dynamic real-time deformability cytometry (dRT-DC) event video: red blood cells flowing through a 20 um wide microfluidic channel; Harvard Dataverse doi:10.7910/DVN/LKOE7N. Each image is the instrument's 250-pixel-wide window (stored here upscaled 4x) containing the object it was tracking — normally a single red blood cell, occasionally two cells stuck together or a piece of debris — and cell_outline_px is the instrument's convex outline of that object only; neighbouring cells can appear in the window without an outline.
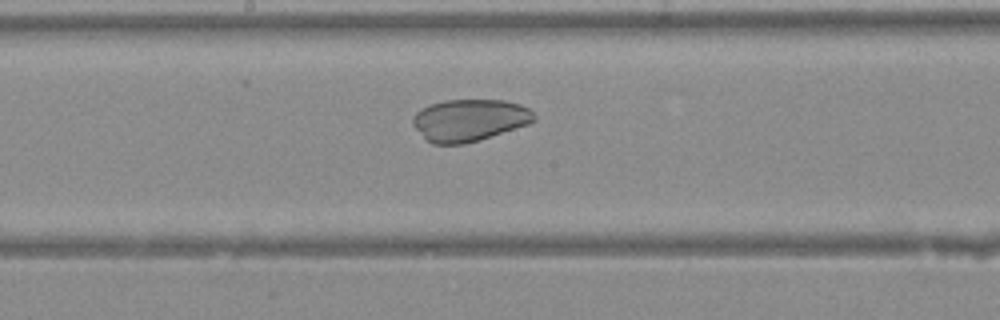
{"species": "Egyptian fruit bat (a non-hibernating species)", "species_latin": "Rousettus aegyptiacus", "temperature_condition": "warm", "stored_images_in_passage": 39, "camera_frame_rate_fps": 3000, "um_per_image_px": 0.085, "animal": {"sex": "female"}, "frame": {"image": 1, "passage_image": 20, "time_ms": 6.333, "image_size_px": [1000, 320], "cell_outline_px": [[536, 120], [528, 124], [464, 144], [432, 144], [412, 124], [412, 116], [420, 108], [444, 100], [504, 100], [520, 104], [528, 108], [536, 116]], "centroid_in_image_um": [39.89, 10.2], "position_along_channel_um": 208.3, "area_um2": 29.42}}
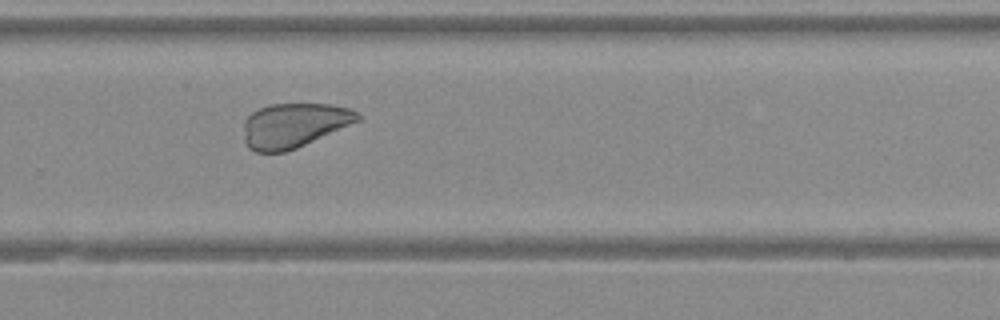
{"frame": {"image": 2, "passage_image": 26, "time_ms": 8.333, "image_size_px": [1000, 320], "cell_outline_px": [[360, 120], [296, 148], [284, 152], [256, 152], [248, 148], [244, 140], [244, 120], [252, 112], [268, 104], [332, 104], [348, 108], [356, 112], [360, 116]], "centroid_in_image_um": [24.95, 10.65], "position_along_channel_um": 304.9, "area_um2": 29.36}}
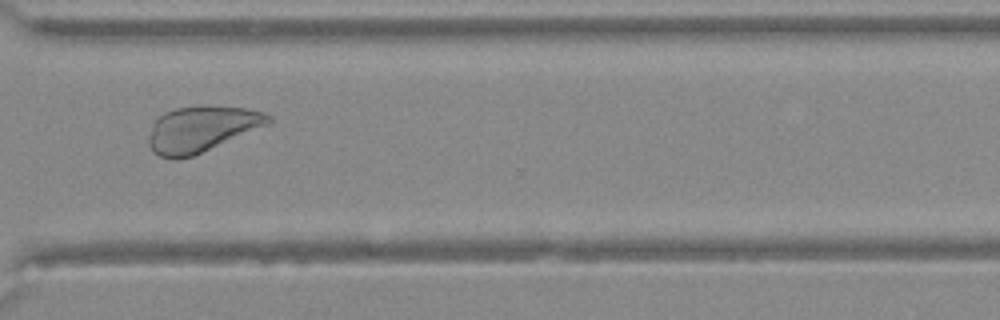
{"frame": {"image": 3, "passage_image": 29, "time_ms": 9.333, "image_size_px": [1000, 320], "cell_outline_px": [[272, 120], [268, 124], [192, 156], [176, 160], [172, 160], [160, 156], [148, 144], [148, 136], [152, 124], [164, 112], [176, 108], [244, 108], [264, 112], [272, 116]], "centroid_in_image_um": [17.09, 11.0], "position_along_channel_um": 353.5, "area_um2": 30.92}}